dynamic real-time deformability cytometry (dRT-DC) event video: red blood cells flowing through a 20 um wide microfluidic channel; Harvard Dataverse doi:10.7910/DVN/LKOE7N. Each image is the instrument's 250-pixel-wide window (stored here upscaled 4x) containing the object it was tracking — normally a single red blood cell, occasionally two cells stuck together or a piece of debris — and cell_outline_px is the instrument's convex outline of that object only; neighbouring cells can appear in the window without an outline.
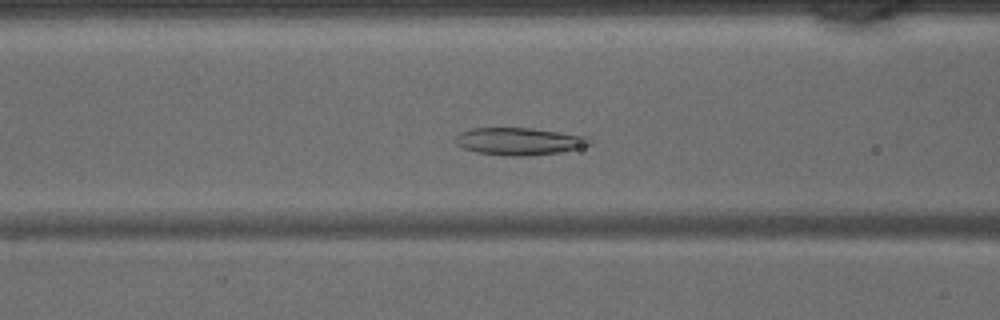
{"species": "common noctule bat (a hibernating species)", "species_latin": "Nyctalus noctula", "temperature_condition": "warm", "stored_images_in_passage": 46, "segment_of_instrument_passage": [1, 2], "camera_frame_rate_fps": 3000, "um_per_image_px": 0.085, "animal": {"sex": "male", "body_mass_g": 15.6}, "frame": {"image": 1, "passage_image": 18, "time_ms": 5.667, "image_size_px": [1000, 320], "cell_outline_px": [[592, 144], [560, 152], [528, 156], [504, 156], [476, 152], [464, 148], [456, 144], [456, 136], [460, 132], [472, 128], [532, 128], [592, 136]], "centroid_in_image_um": [44.17, 12.01], "position_along_channel_um": 122.4, "area_um2": 21.62}}
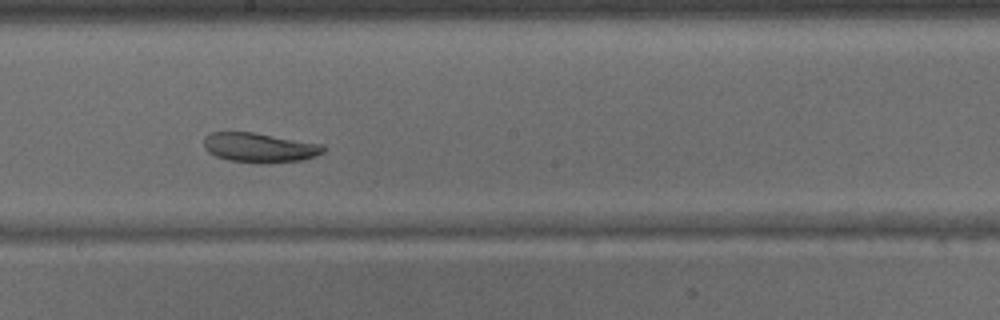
{"frame": {"image": 2, "passage_image": 25, "time_ms": 8.0, "image_size_px": [1000, 320], "cell_outline_px": [[328, 148], [324, 152], [316, 156], [300, 160], [264, 164], [260, 164], [228, 160], [216, 156], [208, 152], [204, 148], [204, 136], [212, 132], [252, 132], [324, 144]], "centroid_in_image_um": [22.08, 12.55], "position_along_channel_um": 226.1, "area_um2": 20.87}}
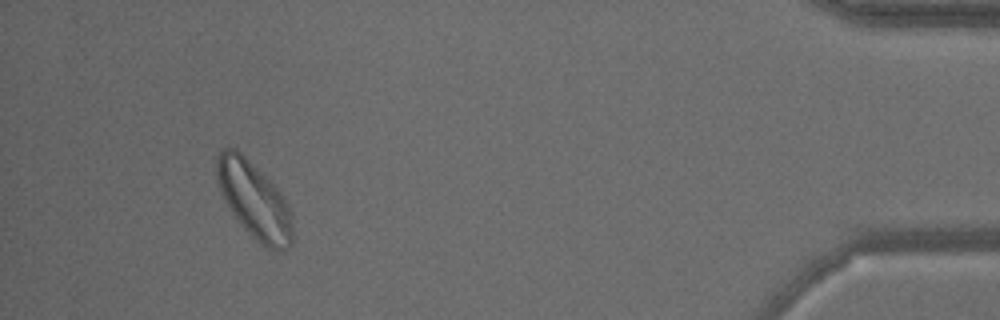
{"frame": {"image": 3, "passage_image": 42, "time_ms": 13.667, "image_size_px": [1000, 320], "cell_outline_px": [[292, 244], [284, 252], [264, 248], [240, 224], [232, 212], [220, 192], [216, 180], [216, 156], [220, 148], [236, 148], [276, 188], [288, 204], [292, 216]], "centroid_in_image_um": [21.59, 17.05], "position_along_channel_um": 413.6, "area_um2": 33.76}}